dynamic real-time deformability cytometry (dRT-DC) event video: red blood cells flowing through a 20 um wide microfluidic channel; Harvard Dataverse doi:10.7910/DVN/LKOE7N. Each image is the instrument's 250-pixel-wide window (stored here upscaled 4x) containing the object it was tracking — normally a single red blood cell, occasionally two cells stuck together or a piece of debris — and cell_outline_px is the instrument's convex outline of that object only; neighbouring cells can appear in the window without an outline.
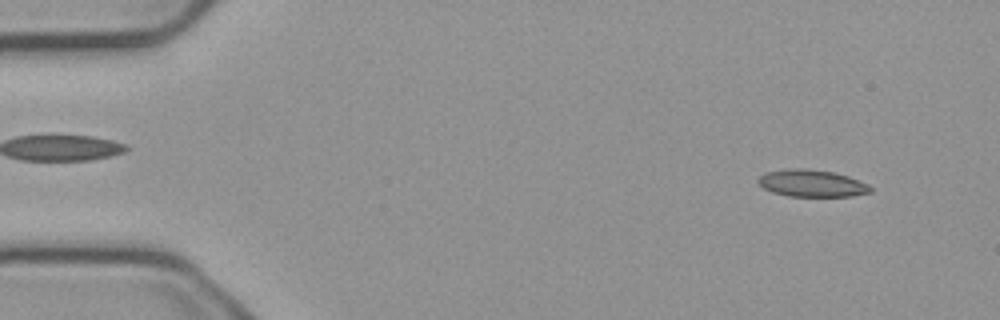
{"species": "common noctule bat (a hibernating species)", "species_latin": "Nyctalus noctula", "temperature_condition": "cold", "stored_images_in_passage": 5, "camera_frame_rate_fps": 3000, "um_per_image_px": 0.085, "animal": {"sex": "male", "body_mass_g": 23.1, "forearm_length_mm": 52.7}, "frame": {"image": 1, "passage_image": 2, "time_ms": 0.333, "image_size_px": [1000, 320], "cell_outline_px": [[872, 192], [852, 196], [788, 196], [772, 192], [764, 188], [756, 180], [764, 172], [784, 168], [804, 168], [832, 172], [848, 176], [868, 184], [872, 188]], "centroid_in_image_um": [68.98, 15.57], "position_along_channel_um": 16.0, "area_um2": 17.8}}
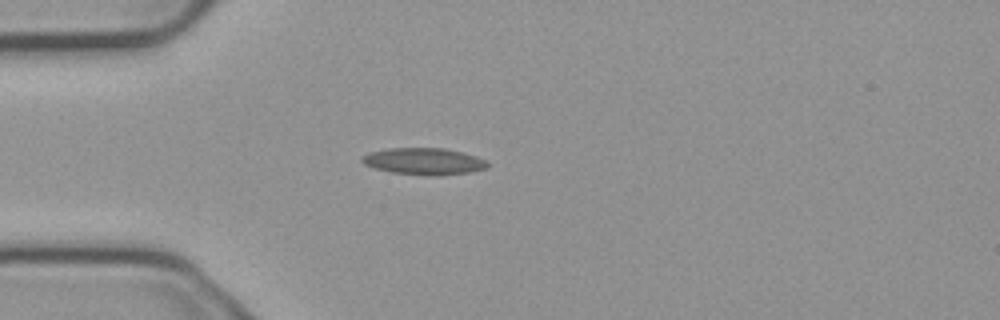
{"frame": {"image": 2, "passage_image": 5, "time_ms": 1.333, "image_size_px": [1000, 320], "cell_outline_px": [[488, 168], [468, 172], [440, 176], [436, 176], [392, 172], [376, 168], [364, 164], [360, 160], [360, 156], [372, 152], [388, 148], [444, 148], [476, 156], [484, 160], [488, 164]], "centroid_in_image_um": [36.02, 13.71], "position_along_channel_um": 49.0, "area_um2": 19.36}}